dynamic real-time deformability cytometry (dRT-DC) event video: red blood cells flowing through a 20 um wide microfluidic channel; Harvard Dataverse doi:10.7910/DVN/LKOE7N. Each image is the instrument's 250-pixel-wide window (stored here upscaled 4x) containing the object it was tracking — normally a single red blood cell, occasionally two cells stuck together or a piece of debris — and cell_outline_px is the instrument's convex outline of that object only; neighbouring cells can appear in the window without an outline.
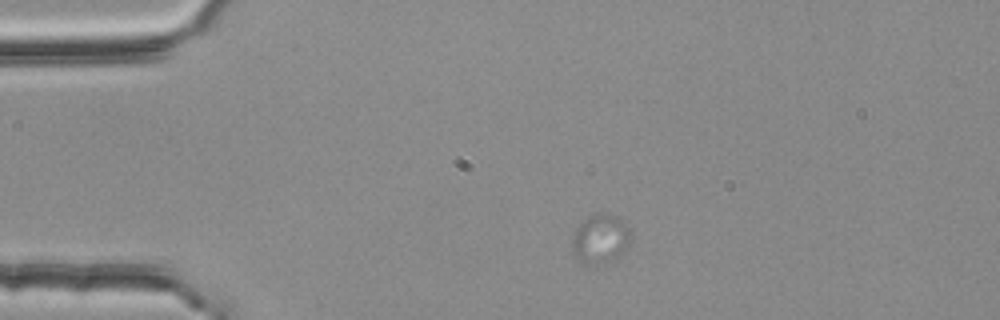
{"species": "common noctule bat (a hibernating species)", "species_latin": "Nyctalus noctula", "temperature_condition": "room temperature", "stored_images_in_passage": 3, "camera_frame_rate_fps": 3000, "um_per_image_px": 0.085, "animal": {"sex": "female", "body_mass_g": 25.1}, "frame": {"image": 1, "passage_image": 2, "time_ms": 0.333, "image_size_px": [1000, 320], "cell_outline_px": [[632, 240], [628, 248], [624, 252], [612, 260], [604, 264], [588, 264], [572, 256], [572, 240], [576, 228], [588, 216], [596, 212], [604, 212], [616, 216], [628, 228]], "centroid_in_image_um": [51.03, 20.31], "position_along_channel_um": 34.0, "area_um2": 16.99}}